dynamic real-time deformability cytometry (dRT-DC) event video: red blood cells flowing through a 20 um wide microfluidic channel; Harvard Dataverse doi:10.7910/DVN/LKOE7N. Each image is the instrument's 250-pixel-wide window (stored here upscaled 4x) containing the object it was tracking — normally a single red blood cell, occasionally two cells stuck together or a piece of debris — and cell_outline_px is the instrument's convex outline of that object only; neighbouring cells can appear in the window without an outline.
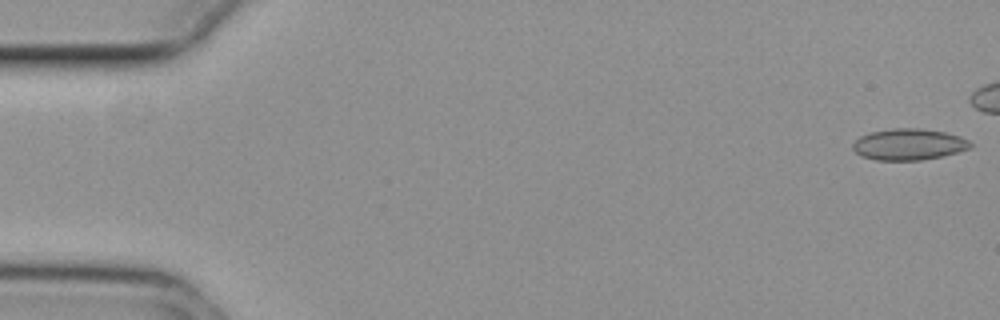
{"species": "common noctule bat (a hibernating species)", "species_latin": "Nyctalus noctula", "temperature_condition": "cold", "stored_images_in_passage": 13, "camera_frame_rate_fps": 3000, "um_per_image_px": 0.085, "animal": {"sex": "female", "body_mass_g": 29.2, "forearm_length_mm": 56.3}, "frame": {"image": 1, "passage_image": 1, "time_ms": 0.0, "image_size_px": [1000, 320], "cell_outline_px": [[972, 148], [944, 156], [920, 160], [876, 160], [860, 156], [852, 148], [852, 144], [860, 136], [868, 132], [892, 128], [920, 128], [944, 132], [960, 136], [968, 140], [972, 144]], "centroid_in_image_um": [77.24, 12.27], "position_along_channel_um": 7.8, "area_um2": 21.68}}